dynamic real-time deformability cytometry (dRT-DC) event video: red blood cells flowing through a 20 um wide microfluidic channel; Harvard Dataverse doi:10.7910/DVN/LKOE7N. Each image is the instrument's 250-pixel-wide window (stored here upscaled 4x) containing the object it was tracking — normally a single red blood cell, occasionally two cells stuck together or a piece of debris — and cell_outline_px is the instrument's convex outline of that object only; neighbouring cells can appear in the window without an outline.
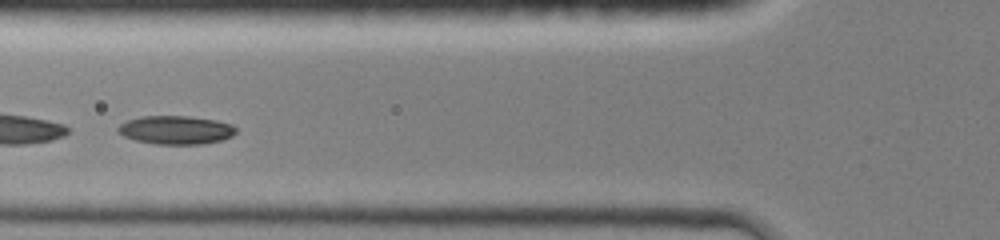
{"species": "common noctule bat (a hibernating species)", "species_latin": "Nyctalus noctula", "temperature_condition": "room temperature", "stored_images_in_passage": 36, "camera_frame_rate_fps": 3000, "um_per_image_px": 0.085, "animal": {"sex": "female", "body_mass_g": 19.0, "forearm_length_mm": 51.5}, "frame": {"image": 1, "passage_image": 13, "time_ms": 4.0, "image_size_px": [1000, 240], "cell_outline_px": [[236, 132], [232, 136], [220, 140], [200, 144], [156, 144], [136, 140], [124, 136], [116, 132], [116, 128], [120, 124], [128, 120], [140, 116], [188, 116], [216, 120], [232, 124], [236, 128]], "centroid_in_image_um": [14.93, 11.04], "position_along_channel_um": 110.9, "area_um2": 19.59}}
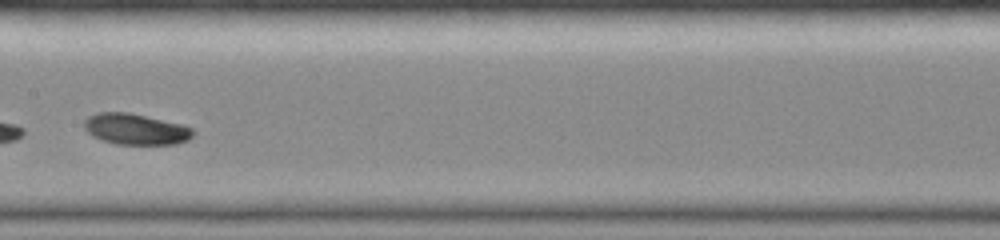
{"frame": {"image": 2, "passage_image": 19, "time_ms": 6.0, "image_size_px": [1000, 240], "cell_outline_px": [[196, 132], [188, 140], [176, 144], [116, 144], [100, 140], [92, 136], [84, 128], [84, 120], [88, 116], [96, 112], [128, 112], [184, 124], [192, 128]], "centroid_in_image_um": [11.53, 10.97], "position_along_channel_um": 195.9, "area_um2": 19.94}}
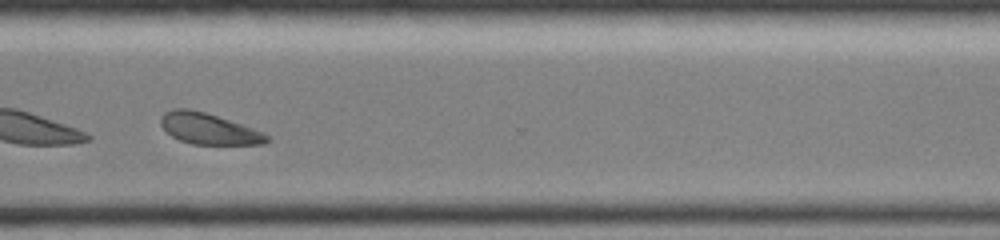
{"frame": {"image": 3, "passage_image": 30, "time_ms": 9.667, "image_size_px": [1000, 240], "cell_outline_px": [[268, 140], [264, 144], [192, 144], [180, 140], [172, 136], [160, 124], [160, 116], [164, 112], [172, 108], [188, 108], [204, 112], [264, 132], [268, 136]], "centroid_in_image_um": [17.69, 10.93], "position_along_channel_um": 352.9, "area_um2": 18.96}, "authors_computed_cell_mechanics": {"area_um2": 19.7387, "velocity_mm_per_s": 4.2736, "shape_relaxation_time_tau1_ms": 1.9111, "shape_relaxation_time_tau2_ms": null, "deformation_change_tau1": 0.0758, "deformation_change_tau2": null}}